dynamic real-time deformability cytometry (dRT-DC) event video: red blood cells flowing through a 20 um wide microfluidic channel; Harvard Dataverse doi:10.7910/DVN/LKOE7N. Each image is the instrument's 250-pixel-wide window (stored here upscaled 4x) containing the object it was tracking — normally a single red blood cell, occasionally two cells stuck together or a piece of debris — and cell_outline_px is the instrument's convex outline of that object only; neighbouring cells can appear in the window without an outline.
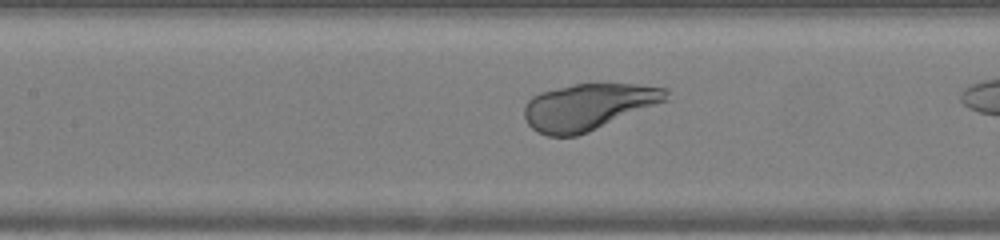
{"species": "human", "species_latin": "Homo sapiens", "temperature_condition": "warm", "stored_images_in_passage": 22, "camera_frame_rate_fps": 3000, "um_per_image_px": 0.085, "donor": {"sex": "female"}, "frame": {"image": 1, "passage_image": 7, "time_ms": 2.0, "image_size_px": [1000, 240], "cell_outline_px": [[672, 100], [588, 132], [576, 136], [548, 136], [536, 132], [528, 124], [524, 116], [524, 104], [532, 96], [540, 92], [576, 84], [636, 84], [668, 88]], "centroid_in_image_um": [50.07, 9.08], "position_along_channel_um": 157.3, "area_um2": 38.9}}
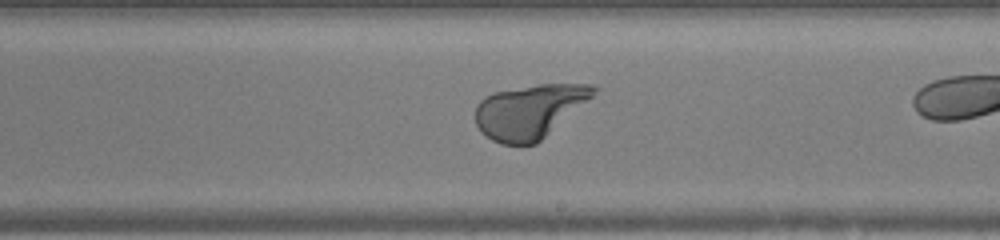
{"frame": {"image": 2, "passage_image": 13, "time_ms": 4.0, "image_size_px": [1000, 240], "cell_outline_px": [[604, 88], [536, 144], [500, 144], [484, 136], [480, 132], [476, 124], [476, 104], [484, 96], [492, 92], [540, 84], [592, 84]], "centroid_in_image_um": [45.04, 9.44], "position_along_channel_um": 244.0, "area_um2": 37.45}}
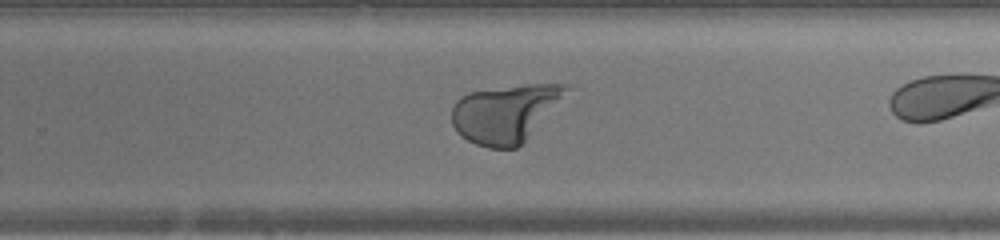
{"frame": {"image": 3, "passage_image": 16, "time_ms": 5.0, "image_size_px": [1000, 240], "cell_outline_px": [[576, 88], [516, 148], [488, 148], [476, 144], [460, 136], [456, 132], [452, 124], [452, 108], [456, 100], [460, 96], [468, 92], [528, 84], [572, 84]], "centroid_in_image_um": [43.01, 9.6], "position_along_channel_um": 286.8, "area_um2": 38.9}}